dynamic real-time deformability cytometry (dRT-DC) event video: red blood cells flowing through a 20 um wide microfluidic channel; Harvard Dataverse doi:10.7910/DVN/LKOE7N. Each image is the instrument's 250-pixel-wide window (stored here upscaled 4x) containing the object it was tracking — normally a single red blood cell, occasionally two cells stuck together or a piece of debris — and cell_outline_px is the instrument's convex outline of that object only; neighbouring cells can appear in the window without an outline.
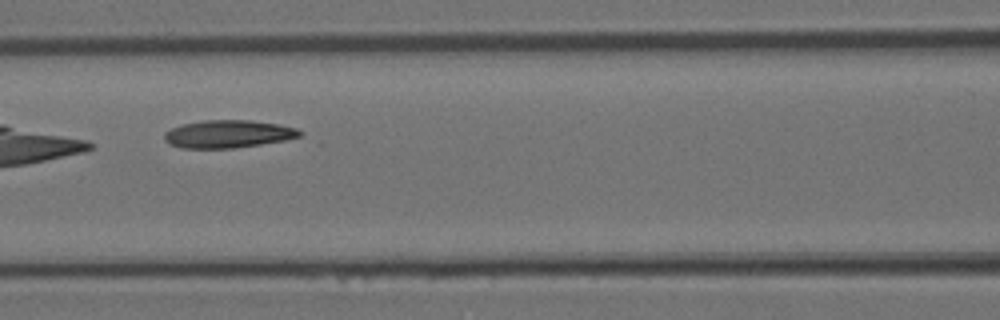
{"species": "Egyptian fruit bat (a non-hibernating species)", "species_latin": "Rousettus aegyptiacus", "temperature_condition": "room temperature", "stored_images_in_passage": 7, "camera_frame_rate_fps": 3000, "um_per_image_px": 0.085, "animal": {"sex": "female"}, "frame": {"image": 1, "passage_image": 6, "time_ms": 1.667, "image_size_px": [1000, 320], "cell_outline_px": [[304, 132], [300, 136], [284, 140], [260, 144], [232, 148], [180, 148], [168, 144], [164, 140], [164, 132], [172, 128], [184, 124], [204, 120], [252, 120], [280, 124], [296, 128]], "centroid_in_image_um": [19.38, 11.38], "position_along_channel_um": 147.2, "area_um2": 21.91}}
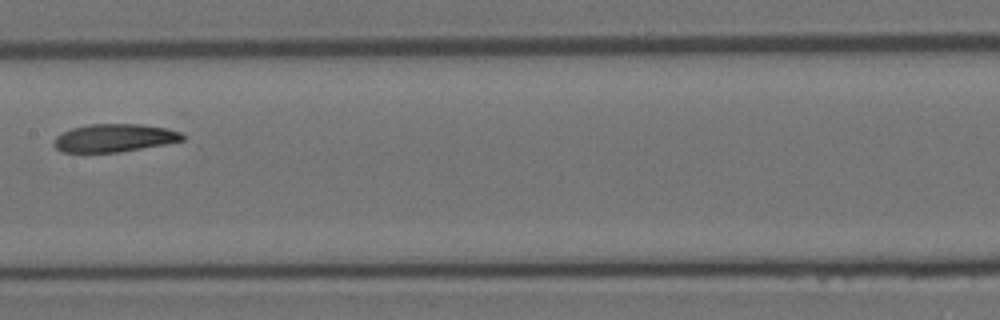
{"frame": {"image": 2, "passage_image": 7, "time_ms": 2.0, "image_size_px": [1000, 320], "cell_outline_px": [[184, 140], [164, 144], [120, 152], [60, 152], [52, 144], [56, 136], [72, 128], [88, 124], [140, 124], [168, 128], [180, 132], [184, 136]], "centroid_in_image_um": [9.7, 11.72], "position_along_channel_um": 197.7, "area_um2": 20.92}}